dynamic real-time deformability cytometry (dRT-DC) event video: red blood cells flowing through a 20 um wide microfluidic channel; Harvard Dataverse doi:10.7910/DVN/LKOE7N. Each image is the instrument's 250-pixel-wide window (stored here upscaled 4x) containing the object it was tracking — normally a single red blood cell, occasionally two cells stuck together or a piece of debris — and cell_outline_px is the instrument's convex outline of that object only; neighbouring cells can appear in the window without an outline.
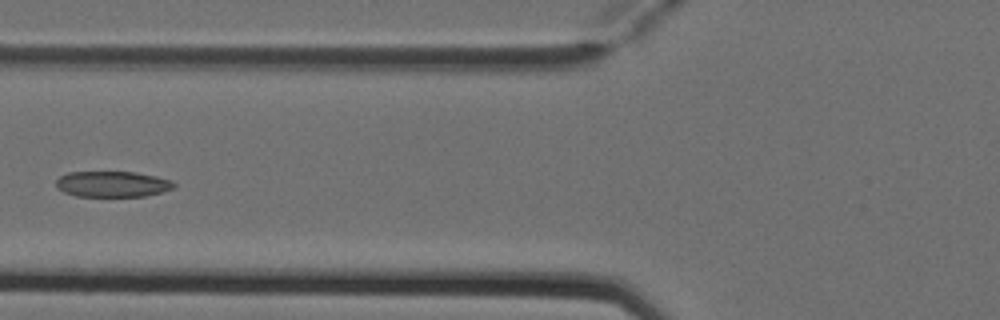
{"species": "Egyptian fruit bat (a non-hibernating species)", "species_latin": "Rousettus aegyptiacus", "temperature_condition": "cold", "stored_images_in_passage": 7, "camera_frame_rate_fps": 3000, "um_per_image_px": 0.085, "animal": {"sex": "female"}, "frame": {"image": 1, "passage_image": 6, "time_ms": 1.667, "image_size_px": [1000, 320], "cell_outline_px": [[176, 184], [172, 188], [160, 192], [144, 196], [76, 196], [64, 192], [56, 188], [56, 180], [60, 176], [68, 172], [136, 172], [156, 176], [172, 180]], "centroid_in_image_um": [9.53, 15.64], "position_along_channel_um": 116.3, "area_um2": 17.69}}
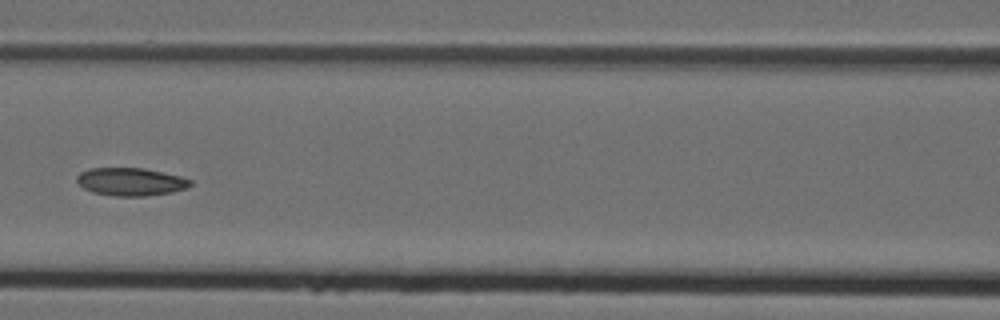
{"frame": {"image": 2, "passage_image": 7, "time_ms": 2.0, "image_size_px": [1000, 320], "cell_outline_px": [[192, 184], [184, 188], [172, 192], [144, 196], [116, 196], [92, 192], [84, 188], [76, 180], [76, 176], [80, 172], [88, 168], [144, 168], [180, 176], [192, 180]], "centroid_in_image_um": [11.09, 15.44], "position_along_channel_um": 155.5, "area_um2": 18.38}}